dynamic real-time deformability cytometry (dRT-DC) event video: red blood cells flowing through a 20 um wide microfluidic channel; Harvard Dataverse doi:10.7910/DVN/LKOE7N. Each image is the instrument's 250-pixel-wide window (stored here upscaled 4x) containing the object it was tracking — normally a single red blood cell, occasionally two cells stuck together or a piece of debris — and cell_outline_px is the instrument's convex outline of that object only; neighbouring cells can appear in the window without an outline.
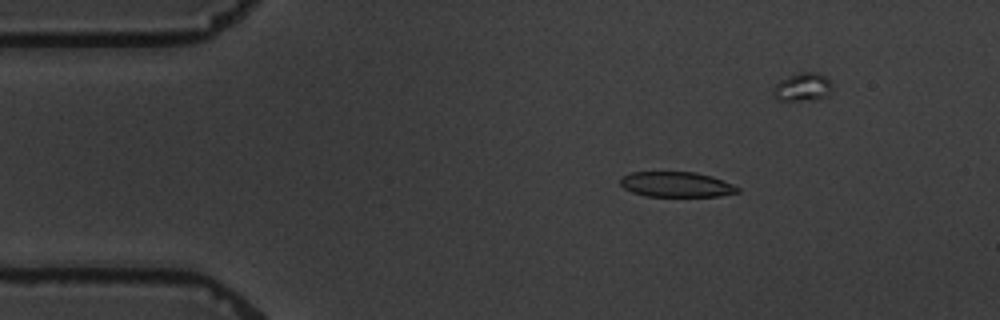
{"species": "common noctule bat (a hibernating species)", "species_latin": "Nyctalus noctula", "temperature_condition": "warm", "stored_images_in_passage": 4, "camera_frame_rate_fps": 3000, "um_per_image_px": 0.085, "animal": {"sex": "male", "body_mass_g": 19.5, "forearm_length_mm": 54.6}, "frame": {"image": 1, "passage_image": 2, "time_ms": 1.333, "image_size_px": [1000, 320], "cell_outline_px": [[740, 192], [720, 196], [644, 196], [632, 192], [624, 188], [620, 184], [620, 176], [632, 172], [696, 172], [712, 176], [732, 184], [740, 188]], "centroid_in_image_um": [57.48, 15.68], "position_along_channel_um": 27.5, "area_um2": 17.34}}
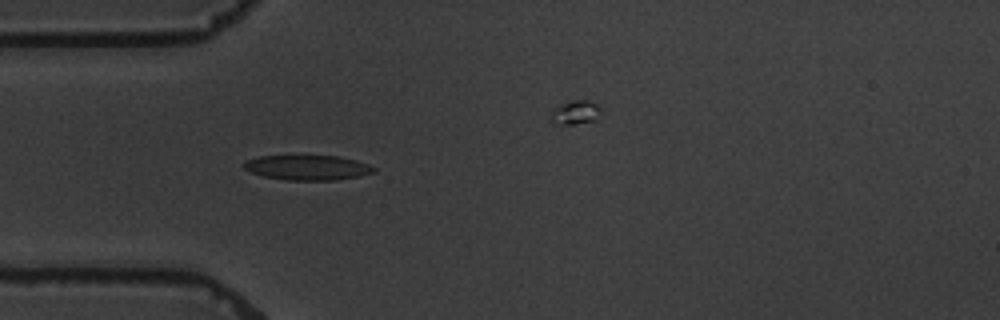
{"frame": {"image": 2, "passage_image": 4, "time_ms": 3.667, "image_size_px": [1000, 320], "cell_outline_px": [[376, 172], [360, 176], [336, 180], [288, 180], [264, 176], [252, 172], [244, 168], [240, 164], [244, 160], [260, 156], [340, 156], [356, 160], [368, 164], [376, 168]], "centroid_in_image_um": [26.15, 14.24], "position_along_channel_um": 58.9, "area_um2": 18.96}}